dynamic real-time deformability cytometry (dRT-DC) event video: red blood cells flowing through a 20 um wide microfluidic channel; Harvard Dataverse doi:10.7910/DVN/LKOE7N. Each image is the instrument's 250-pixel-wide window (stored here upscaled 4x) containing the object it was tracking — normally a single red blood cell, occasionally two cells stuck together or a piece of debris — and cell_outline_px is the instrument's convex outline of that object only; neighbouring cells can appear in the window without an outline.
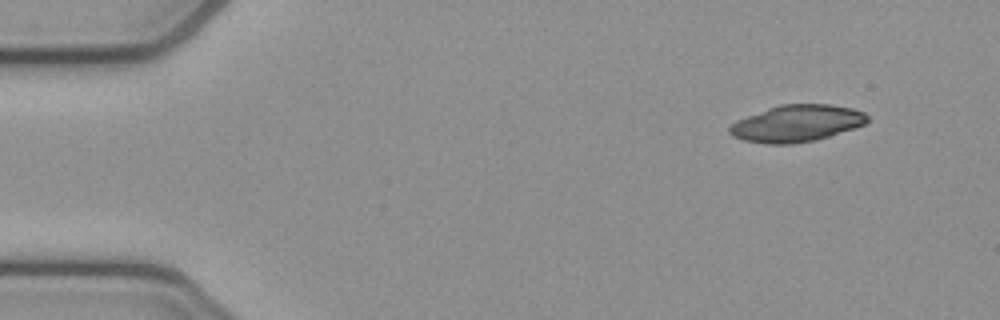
{"species": "common noctule bat (a hibernating species)", "species_latin": "Nyctalus noctula", "temperature_condition": "cold", "stored_images_in_passage": 5, "camera_frame_rate_fps": 3000, "um_per_image_px": 0.085, "animal": {"sex": "female", "body_mass_g": 21.9}, "frame": {"image": 1, "passage_image": 1, "time_ms": 0.0, "image_size_px": [1000, 320], "cell_outline_px": [[868, 120], [864, 124], [816, 140], [792, 144], [764, 144], [744, 140], [732, 136], [728, 132], [728, 128], [736, 120], [768, 108], [780, 104], [832, 104], [852, 108], [864, 112], [868, 116]], "centroid_in_image_um": [67.69, 10.49], "position_along_channel_um": 17.3, "area_um2": 29.48}}